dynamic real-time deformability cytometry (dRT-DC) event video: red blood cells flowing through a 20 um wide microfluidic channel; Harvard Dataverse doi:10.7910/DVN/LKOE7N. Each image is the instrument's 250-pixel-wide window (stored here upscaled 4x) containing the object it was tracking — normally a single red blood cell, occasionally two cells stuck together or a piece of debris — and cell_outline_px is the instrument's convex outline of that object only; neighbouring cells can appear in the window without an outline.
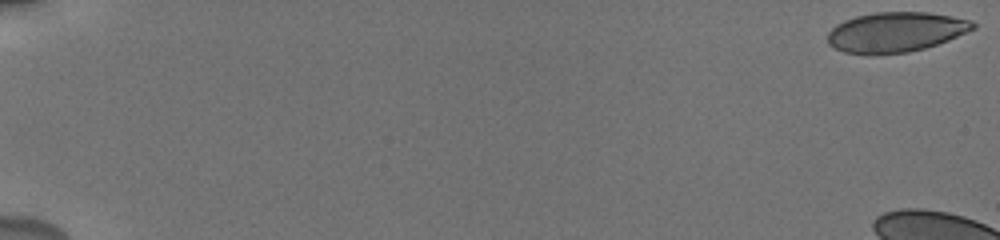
{"species": "human", "species_latin": "Homo sapiens", "temperature_condition": "cold", "stored_images_in_passage": 11, "camera_frame_rate_fps": 3000, "um_per_image_px": 0.085, "donor": {"sex": "male"}, "frame": {"image": 1, "passage_image": 1, "time_ms": 0.0, "image_size_px": [1000, 240], "cell_outline_px": [[976, 28], [948, 40], [924, 48], [908, 52], [844, 52], [828, 44], [828, 32], [836, 24], [844, 20], [856, 16], [876, 12], [928, 12], [952, 16], [972, 20], [976, 24]], "centroid_in_image_um": [76.17, 2.68], "position_along_channel_um": 8.8, "area_um2": 33.23}}